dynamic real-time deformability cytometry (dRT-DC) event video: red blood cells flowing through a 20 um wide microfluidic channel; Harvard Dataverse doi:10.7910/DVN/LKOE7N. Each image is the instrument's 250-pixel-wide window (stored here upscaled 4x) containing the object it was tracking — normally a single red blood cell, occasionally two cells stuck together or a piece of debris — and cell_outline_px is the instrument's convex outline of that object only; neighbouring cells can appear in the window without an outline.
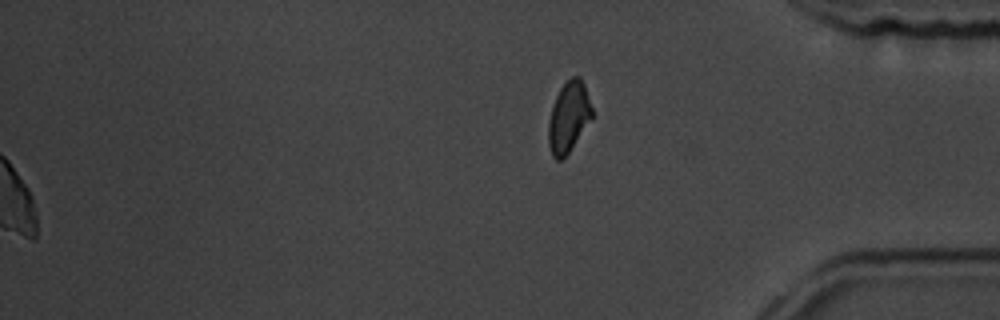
{"species": "common noctule bat (a hibernating species)", "species_latin": "Nyctalus noctula", "temperature_condition": "room temperature", "stored_images_in_passage": 45, "segment_of_instrument_passage": [2, 2], "camera_frame_rate_fps": 3000, "um_per_image_px": 0.085, "animal": {"sex": "male", "body_mass_g": 19.5, "forearm_length_mm": 54.6}, "frame": {"image": 1, "passage_image": 45, "time_ms": 14.667, "image_size_px": [1000, 320], "cell_outline_px": [[592, 120], [564, 160], [556, 160], [552, 156], [548, 144], [548, 124], [552, 108], [556, 96], [560, 88], [572, 76], [580, 76], [584, 84], [592, 108]], "centroid_in_image_um": [48.34, 10.0], "position_along_channel_um": 386.9, "area_um2": 18.15}}